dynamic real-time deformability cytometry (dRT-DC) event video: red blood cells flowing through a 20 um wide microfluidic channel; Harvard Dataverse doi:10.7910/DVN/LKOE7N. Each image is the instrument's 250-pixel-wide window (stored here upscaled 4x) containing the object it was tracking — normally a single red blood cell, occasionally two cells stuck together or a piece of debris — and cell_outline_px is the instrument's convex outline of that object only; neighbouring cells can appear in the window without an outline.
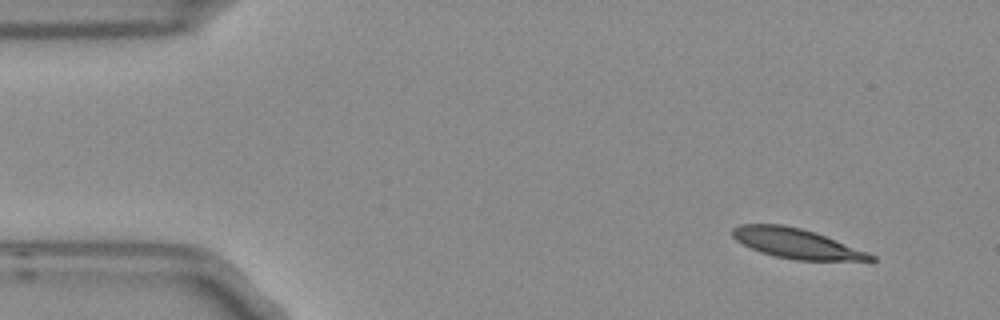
{"species": "Egyptian fruit bat (a non-hibernating species)", "species_latin": "Rousettus aegyptiacus", "temperature_condition": "room temperature", "stored_images_in_passage": 3, "camera_frame_rate_fps": 3000, "um_per_image_px": 0.085, "frame": {"image": 1, "passage_image": 1, "time_ms": 0.0, "image_size_px": [1000, 320], "cell_outline_px": [[876, 260], [796, 260], [776, 256], [760, 252], [736, 240], [732, 236], [732, 228], [740, 224], [784, 224], [800, 228], [824, 236], [868, 252], [876, 256]], "centroid_in_image_um": [67.65, 20.69], "position_along_channel_um": 17.3, "area_um2": 23.58}}